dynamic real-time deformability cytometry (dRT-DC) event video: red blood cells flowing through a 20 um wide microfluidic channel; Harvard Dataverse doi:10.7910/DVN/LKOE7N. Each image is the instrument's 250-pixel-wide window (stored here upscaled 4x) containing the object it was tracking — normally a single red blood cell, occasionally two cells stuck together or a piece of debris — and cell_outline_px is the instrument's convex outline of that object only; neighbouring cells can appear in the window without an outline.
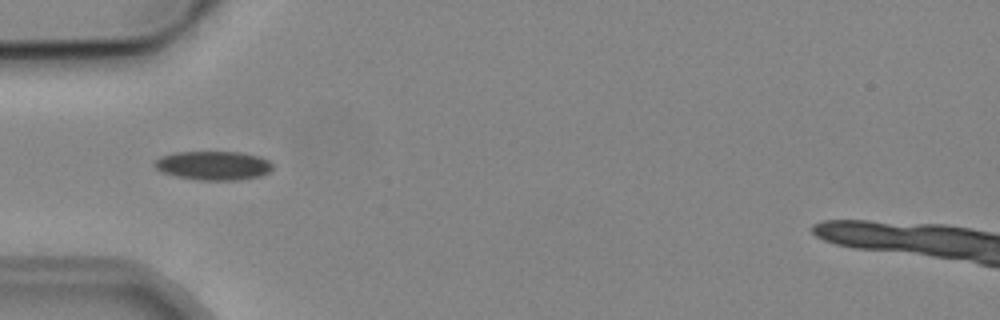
{"species": "common noctule bat (a hibernating species)", "species_latin": "Nyctalus noctula", "temperature_condition": "cold", "stored_images_in_passage": 4, "camera_frame_rate_fps": 3000, "um_per_image_px": 0.085, "animal": {"sex": "male", "body_mass_g": 19.2, "forearm_length_mm": 51.8}, "frame": {"image": 1, "passage_image": 1, "time_ms": 0.0, "image_size_px": [1000, 320], "cell_outline_px": [[272, 168], [268, 172], [260, 176], [236, 180], [200, 180], [176, 176], [160, 172], [152, 164], [160, 156], [176, 152], [240, 152], [260, 156], [268, 160], [272, 164]], "centroid_in_image_um": [18.11, 14.06], "position_along_channel_um": 66.9, "area_um2": 19.94}}
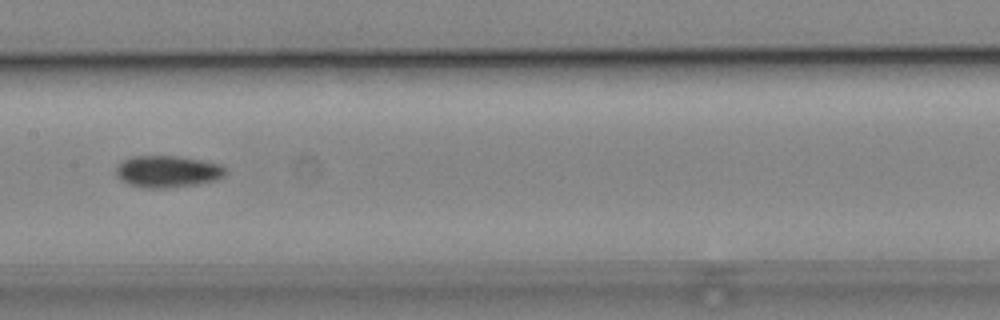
{"frame": {"image": 2, "passage_image": 4, "time_ms": 3.333, "image_size_px": [1000, 320], "cell_outline_px": [[228, 172], [224, 176], [216, 180], [196, 184], [164, 188], [144, 188], [120, 180], [116, 176], [116, 164], [132, 156], [176, 156], [200, 160], [220, 164]], "centroid_in_image_um": [14.22, 14.57], "position_along_channel_um": 193.2, "area_um2": 20.23}}